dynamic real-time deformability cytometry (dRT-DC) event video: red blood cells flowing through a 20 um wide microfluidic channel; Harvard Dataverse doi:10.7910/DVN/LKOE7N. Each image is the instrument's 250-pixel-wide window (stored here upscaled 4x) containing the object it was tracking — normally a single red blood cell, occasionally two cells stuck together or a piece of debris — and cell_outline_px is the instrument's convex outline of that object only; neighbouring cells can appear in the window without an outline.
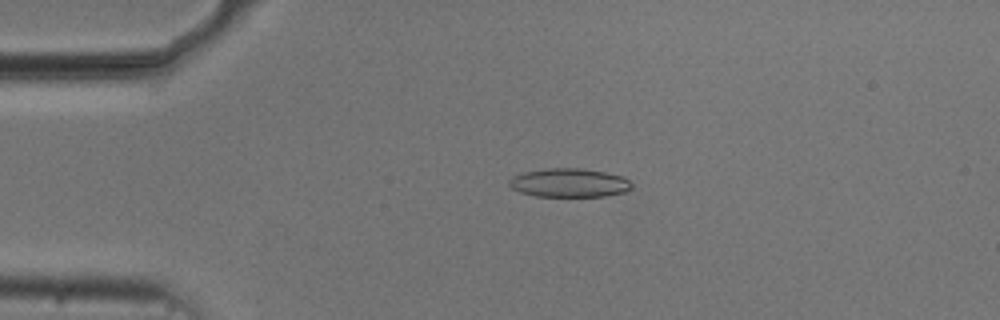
{"species": "common noctule bat (a hibernating species)", "species_latin": "Nyctalus noctula", "temperature_condition": "cold", "stored_images_in_passage": 54, "camera_frame_rate_fps": 3000, "um_per_image_px": 0.085, "animal": {"sex": "male", "body_mass_g": 20.5, "forearm_length_mm": 52.5}, "frame": {"image": 1, "passage_image": 12, "time_ms": 3.667, "image_size_px": [1000, 320], "cell_outline_px": [[632, 188], [624, 192], [604, 196], [536, 196], [520, 192], [512, 188], [508, 184], [508, 180], [512, 176], [524, 172], [548, 168], [580, 168], [604, 172], [624, 176], [632, 184]], "centroid_in_image_um": [48.38, 15.53], "position_along_channel_um": 36.6, "area_um2": 20.52}}
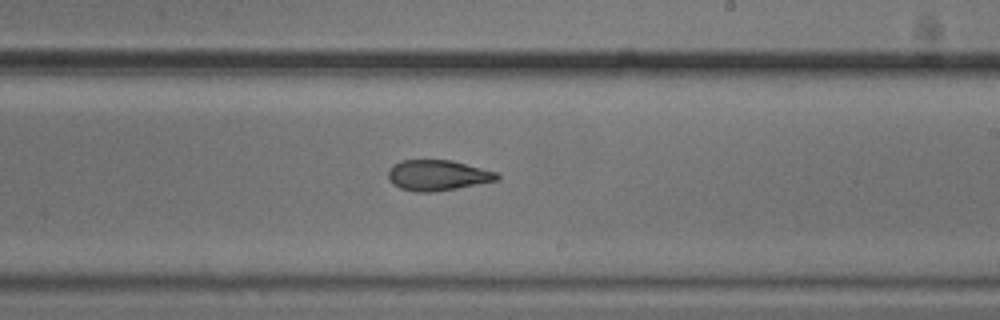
{"frame": {"image": 2, "passage_image": 32, "time_ms": 10.333, "image_size_px": [1000, 320], "cell_outline_px": [[500, 180], [456, 188], [432, 192], [416, 192], [400, 188], [392, 184], [388, 176], [388, 168], [392, 164], [400, 160], [452, 160], [496, 172], [500, 176]], "centroid_in_image_um": [37.17, 14.89], "position_along_channel_um": 251.8, "area_um2": 19.48}}
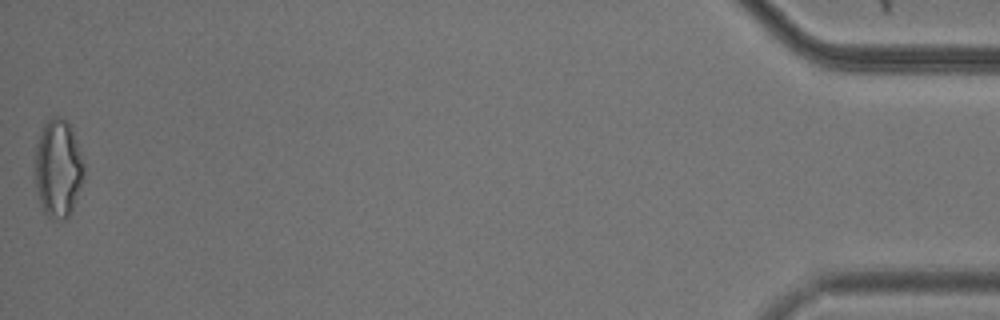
{"frame": {"image": 3, "passage_image": 54, "time_ms": 17.667, "image_size_px": [1000, 320], "cell_outline_px": [[84, 180], [72, 212], [64, 220], [60, 220], [48, 216], [44, 212], [36, 188], [36, 144], [44, 124], [48, 120], [56, 116], [60, 116], [68, 124], [76, 140], [84, 164]], "centroid_in_image_um": [4.96, 14.35], "position_along_channel_um": 430.2, "area_um2": 27.69}, "authors_computed_cell_mechanics": {"area_um2": 20.4612, "velocity_mm_per_s": 3.7388, "shape_relaxation_time_tau1_ms": 6.2385, "shape_relaxation_time_tau2_ms": 4.3347, "deformation_change_tau1": 0.1405, "deformation_change_tau2": 0.1224}}